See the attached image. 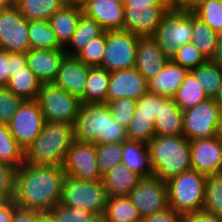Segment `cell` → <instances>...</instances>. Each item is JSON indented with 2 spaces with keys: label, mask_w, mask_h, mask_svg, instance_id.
<instances>
[{
  "label": "cell",
  "mask_w": 222,
  "mask_h": 222,
  "mask_svg": "<svg viewBox=\"0 0 222 222\" xmlns=\"http://www.w3.org/2000/svg\"><path fill=\"white\" fill-rule=\"evenodd\" d=\"M45 120L36 100H23L8 126L16 142L26 147L40 134Z\"/></svg>",
  "instance_id": "12"
},
{
  "label": "cell",
  "mask_w": 222,
  "mask_h": 222,
  "mask_svg": "<svg viewBox=\"0 0 222 222\" xmlns=\"http://www.w3.org/2000/svg\"><path fill=\"white\" fill-rule=\"evenodd\" d=\"M44 213L36 210L16 207L11 222H39Z\"/></svg>",
  "instance_id": "50"
},
{
  "label": "cell",
  "mask_w": 222,
  "mask_h": 222,
  "mask_svg": "<svg viewBox=\"0 0 222 222\" xmlns=\"http://www.w3.org/2000/svg\"><path fill=\"white\" fill-rule=\"evenodd\" d=\"M101 25L92 18L81 15L77 29L64 47L67 56H76L91 40L104 33Z\"/></svg>",
  "instance_id": "27"
},
{
  "label": "cell",
  "mask_w": 222,
  "mask_h": 222,
  "mask_svg": "<svg viewBox=\"0 0 222 222\" xmlns=\"http://www.w3.org/2000/svg\"><path fill=\"white\" fill-rule=\"evenodd\" d=\"M113 1L118 2L120 4H124V2H125V0H113Z\"/></svg>",
  "instance_id": "64"
},
{
  "label": "cell",
  "mask_w": 222,
  "mask_h": 222,
  "mask_svg": "<svg viewBox=\"0 0 222 222\" xmlns=\"http://www.w3.org/2000/svg\"><path fill=\"white\" fill-rule=\"evenodd\" d=\"M212 61L222 70V29L217 32V49Z\"/></svg>",
  "instance_id": "56"
},
{
  "label": "cell",
  "mask_w": 222,
  "mask_h": 222,
  "mask_svg": "<svg viewBox=\"0 0 222 222\" xmlns=\"http://www.w3.org/2000/svg\"><path fill=\"white\" fill-rule=\"evenodd\" d=\"M168 12L167 5H150L144 8H124L123 30L139 37L153 36Z\"/></svg>",
  "instance_id": "17"
},
{
  "label": "cell",
  "mask_w": 222,
  "mask_h": 222,
  "mask_svg": "<svg viewBox=\"0 0 222 222\" xmlns=\"http://www.w3.org/2000/svg\"><path fill=\"white\" fill-rule=\"evenodd\" d=\"M0 163L10 165L16 170L24 163V149L5 124H0Z\"/></svg>",
  "instance_id": "36"
},
{
  "label": "cell",
  "mask_w": 222,
  "mask_h": 222,
  "mask_svg": "<svg viewBox=\"0 0 222 222\" xmlns=\"http://www.w3.org/2000/svg\"><path fill=\"white\" fill-rule=\"evenodd\" d=\"M17 6V0H0V9Z\"/></svg>",
  "instance_id": "57"
},
{
  "label": "cell",
  "mask_w": 222,
  "mask_h": 222,
  "mask_svg": "<svg viewBox=\"0 0 222 222\" xmlns=\"http://www.w3.org/2000/svg\"><path fill=\"white\" fill-rule=\"evenodd\" d=\"M121 163L142 178L154 176L150 163L149 147L143 142L123 141Z\"/></svg>",
  "instance_id": "25"
},
{
  "label": "cell",
  "mask_w": 222,
  "mask_h": 222,
  "mask_svg": "<svg viewBox=\"0 0 222 222\" xmlns=\"http://www.w3.org/2000/svg\"><path fill=\"white\" fill-rule=\"evenodd\" d=\"M215 104L222 110V86L219 88L218 93L213 97Z\"/></svg>",
  "instance_id": "58"
},
{
  "label": "cell",
  "mask_w": 222,
  "mask_h": 222,
  "mask_svg": "<svg viewBox=\"0 0 222 222\" xmlns=\"http://www.w3.org/2000/svg\"><path fill=\"white\" fill-rule=\"evenodd\" d=\"M188 71L207 61L204 55L190 42L181 46L170 59Z\"/></svg>",
  "instance_id": "42"
},
{
  "label": "cell",
  "mask_w": 222,
  "mask_h": 222,
  "mask_svg": "<svg viewBox=\"0 0 222 222\" xmlns=\"http://www.w3.org/2000/svg\"><path fill=\"white\" fill-rule=\"evenodd\" d=\"M41 85L42 82L27 67L23 71L15 73L11 79H8L6 88L23 100H36Z\"/></svg>",
  "instance_id": "30"
},
{
  "label": "cell",
  "mask_w": 222,
  "mask_h": 222,
  "mask_svg": "<svg viewBox=\"0 0 222 222\" xmlns=\"http://www.w3.org/2000/svg\"><path fill=\"white\" fill-rule=\"evenodd\" d=\"M28 35L31 49H64L49 21H28Z\"/></svg>",
  "instance_id": "33"
},
{
  "label": "cell",
  "mask_w": 222,
  "mask_h": 222,
  "mask_svg": "<svg viewBox=\"0 0 222 222\" xmlns=\"http://www.w3.org/2000/svg\"><path fill=\"white\" fill-rule=\"evenodd\" d=\"M147 93V81L135 67L110 72L106 103L122 98L138 100Z\"/></svg>",
  "instance_id": "16"
},
{
  "label": "cell",
  "mask_w": 222,
  "mask_h": 222,
  "mask_svg": "<svg viewBox=\"0 0 222 222\" xmlns=\"http://www.w3.org/2000/svg\"><path fill=\"white\" fill-rule=\"evenodd\" d=\"M207 0H195V9L198 5H200L201 3L205 2Z\"/></svg>",
  "instance_id": "63"
},
{
  "label": "cell",
  "mask_w": 222,
  "mask_h": 222,
  "mask_svg": "<svg viewBox=\"0 0 222 222\" xmlns=\"http://www.w3.org/2000/svg\"><path fill=\"white\" fill-rule=\"evenodd\" d=\"M65 4L64 0H17V7L28 21H48Z\"/></svg>",
  "instance_id": "32"
},
{
  "label": "cell",
  "mask_w": 222,
  "mask_h": 222,
  "mask_svg": "<svg viewBox=\"0 0 222 222\" xmlns=\"http://www.w3.org/2000/svg\"><path fill=\"white\" fill-rule=\"evenodd\" d=\"M141 179L140 175L130 171L120 162L111 171L102 176L101 181L106 190L107 197L111 198L128 196Z\"/></svg>",
  "instance_id": "26"
},
{
  "label": "cell",
  "mask_w": 222,
  "mask_h": 222,
  "mask_svg": "<svg viewBox=\"0 0 222 222\" xmlns=\"http://www.w3.org/2000/svg\"><path fill=\"white\" fill-rule=\"evenodd\" d=\"M23 99L9 91L6 87L0 88V124L8 125L16 113Z\"/></svg>",
  "instance_id": "45"
},
{
  "label": "cell",
  "mask_w": 222,
  "mask_h": 222,
  "mask_svg": "<svg viewBox=\"0 0 222 222\" xmlns=\"http://www.w3.org/2000/svg\"><path fill=\"white\" fill-rule=\"evenodd\" d=\"M96 162L100 176L111 171L122 159V143L95 144Z\"/></svg>",
  "instance_id": "39"
},
{
  "label": "cell",
  "mask_w": 222,
  "mask_h": 222,
  "mask_svg": "<svg viewBox=\"0 0 222 222\" xmlns=\"http://www.w3.org/2000/svg\"><path fill=\"white\" fill-rule=\"evenodd\" d=\"M139 113H147L151 116H157L159 111V95L147 93L136 100V109Z\"/></svg>",
  "instance_id": "47"
},
{
  "label": "cell",
  "mask_w": 222,
  "mask_h": 222,
  "mask_svg": "<svg viewBox=\"0 0 222 222\" xmlns=\"http://www.w3.org/2000/svg\"><path fill=\"white\" fill-rule=\"evenodd\" d=\"M203 211L222 217V172L206 176Z\"/></svg>",
  "instance_id": "38"
},
{
  "label": "cell",
  "mask_w": 222,
  "mask_h": 222,
  "mask_svg": "<svg viewBox=\"0 0 222 222\" xmlns=\"http://www.w3.org/2000/svg\"><path fill=\"white\" fill-rule=\"evenodd\" d=\"M135 222H145L144 219H140L138 221H135Z\"/></svg>",
  "instance_id": "65"
},
{
  "label": "cell",
  "mask_w": 222,
  "mask_h": 222,
  "mask_svg": "<svg viewBox=\"0 0 222 222\" xmlns=\"http://www.w3.org/2000/svg\"><path fill=\"white\" fill-rule=\"evenodd\" d=\"M191 43L207 60H212L214 58L217 49V32L194 13Z\"/></svg>",
  "instance_id": "31"
},
{
  "label": "cell",
  "mask_w": 222,
  "mask_h": 222,
  "mask_svg": "<svg viewBox=\"0 0 222 222\" xmlns=\"http://www.w3.org/2000/svg\"><path fill=\"white\" fill-rule=\"evenodd\" d=\"M74 141L73 125L45 122L40 134L24 149V162L63 167Z\"/></svg>",
  "instance_id": "3"
},
{
  "label": "cell",
  "mask_w": 222,
  "mask_h": 222,
  "mask_svg": "<svg viewBox=\"0 0 222 222\" xmlns=\"http://www.w3.org/2000/svg\"><path fill=\"white\" fill-rule=\"evenodd\" d=\"M110 72L102 67H90L85 92L80 97L82 104L106 103Z\"/></svg>",
  "instance_id": "28"
},
{
  "label": "cell",
  "mask_w": 222,
  "mask_h": 222,
  "mask_svg": "<svg viewBox=\"0 0 222 222\" xmlns=\"http://www.w3.org/2000/svg\"><path fill=\"white\" fill-rule=\"evenodd\" d=\"M189 146L191 169L206 176L222 172V140L218 136L189 140Z\"/></svg>",
  "instance_id": "15"
},
{
  "label": "cell",
  "mask_w": 222,
  "mask_h": 222,
  "mask_svg": "<svg viewBox=\"0 0 222 222\" xmlns=\"http://www.w3.org/2000/svg\"><path fill=\"white\" fill-rule=\"evenodd\" d=\"M0 48L18 53H27L31 49L28 20L17 6L0 9Z\"/></svg>",
  "instance_id": "11"
},
{
  "label": "cell",
  "mask_w": 222,
  "mask_h": 222,
  "mask_svg": "<svg viewBox=\"0 0 222 222\" xmlns=\"http://www.w3.org/2000/svg\"><path fill=\"white\" fill-rule=\"evenodd\" d=\"M138 37L126 30L106 31V46L99 67L109 72L135 67Z\"/></svg>",
  "instance_id": "9"
},
{
  "label": "cell",
  "mask_w": 222,
  "mask_h": 222,
  "mask_svg": "<svg viewBox=\"0 0 222 222\" xmlns=\"http://www.w3.org/2000/svg\"><path fill=\"white\" fill-rule=\"evenodd\" d=\"M66 4L81 5L85 0H64Z\"/></svg>",
  "instance_id": "62"
},
{
  "label": "cell",
  "mask_w": 222,
  "mask_h": 222,
  "mask_svg": "<svg viewBox=\"0 0 222 222\" xmlns=\"http://www.w3.org/2000/svg\"><path fill=\"white\" fill-rule=\"evenodd\" d=\"M16 171L14 167L0 163V200L14 198Z\"/></svg>",
  "instance_id": "46"
},
{
  "label": "cell",
  "mask_w": 222,
  "mask_h": 222,
  "mask_svg": "<svg viewBox=\"0 0 222 222\" xmlns=\"http://www.w3.org/2000/svg\"><path fill=\"white\" fill-rule=\"evenodd\" d=\"M89 69L90 66L85 65L75 56H66L53 83L80 98L85 92Z\"/></svg>",
  "instance_id": "21"
},
{
  "label": "cell",
  "mask_w": 222,
  "mask_h": 222,
  "mask_svg": "<svg viewBox=\"0 0 222 222\" xmlns=\"http://www.w3.org/2000/svg\"><path fill=\"white\" fill-rule=\"evenodd\" d=\"M7 61L9 62V79L14 77L15 73L27 68L26 53L7 52Z\"/></svg>",
  "instance_id": "48"
},
{
  "label": "cell",
  "mask_w": 222,
  "mask_h": 222,
  "mask_svg": "<svg viewBox=\"0 0 222 222\" xmlns=\"http://www.w3.org/2000/svg\"><path fill=\"white\" fill-rule=\"evenodd\" d=\"M183 111L173 98L159 95V111L154 120L155 136L183 135Z\"/></svg>",
  "instance_id": "22"
},
{
  "label": "cell",
  "mask_w": 222,
  "mask_h": 222,
  "mask_svg": "<svg viewBox=\"0 0 222 222\" xmlns=\"http://www.w3.org/2000/svg\"><path fill=\"white\" fill-rule=\"evenodd\" d=\"M66 56L64 49H30L26 53L27 67L42 83H52Z\"/></svg>",
  "instance_id": "20"
},
{
  "label": "cell",
  "mask_w": 222,
  "mask_h": 222,
  "mask_svg": "<svg viewBox=\"0 0 222 222\" xmlns=\"http://www.w3.org/2000/svg\"><path fill=\"white\" fill-rule=\"evenodd\" d=\"M107 104L112 112V117L120 123L122 127L127 128L136 109V100L122 98L110 101Z\"/></svg>",
  "instance_id": "44"
},
{
  "label": "cell",
  "mask_w": 222,
  "mask_h": 222,
  "mask_svg": "<svg viewBox=\"0 0 222 222\" xmlns=\"http://www.w3.org/2000/svg\"><path fill=\"white\" fill-rule=\"evenodd\" d=\"M66 176L80 180H102L96 162L95 143L74 141L63 165Z\"/></svg>",
  "instance_id": "14"
},
{
  "label": "cell",
  "mask_w": 222,
  "mask_h": 222,
  "mask_svg": "<svg viewBox=\"0 0 222 222\" xmlns=\"http://www.w3.org/2000/svg\"><path fill=\"white\" fill-rule=\"evenodd\" d=\"M188 72L183 66L169 60L156 77L147 81L148 93L172 98Z\"/></svg>",
  "instance_id": "23"
},
{
  "label": "cell",
  "mask_w": 222,
  "mask_h": 222,
  "mask_svg": "<svg viewBox=\"0 0 222 222\" xmlns=\"http://www.w3.org/2000/svg\"><path fill=\"white\" fill-rule=\"evenodd\" d=\"M107 193L101 180H80L66 176L60 204L78 208L96 215L105 213Z\"/></svg>",
  "instance_id": "6"
},
{
  "label": "cell",
  "mask_w": 222,
  "mask_h": 222,
  "mask_svg": "<svg viewBox=\"0 0 222 222\" xmlns=\"http://www.w3.org/2000/svg\"><path fill=\"white\" fill-rule=\"evenodd\" d=\"M182 222H222V217L202 210L182 214Z\"/></svg>",
  "instance_id": "51"
},
{
  "label": "cell",
  "mask_w": 222,
  "mask_h": 222,
  "mask_svg": "<svg viewBox=\"0 0 222 222\" xmlns=\"http://www.w3.org/2000/svg\"><path fill=\"white\" fill-rule=\"evenodd\" d=\"M169 60L152 36L138 37L135 69L146 81L156 77Z\"/></svg>",
  "instance_id": "18"
},
{
  "label": "cell",
  "mask_w": 222,
  "mask_h": 222,
  "mask_svg": "<svg viewBox=\"0 0 222 222\" xmlns=\"http://www.w3.org/2000/svg\"><path fill=\"white\" fill-rule=\"evenodd\" d=\"M75 140L95 144L128 140L126 128L113 117L107 103L81 104L74 124Z\"/></svg>",
  "instance_id": "2"
},
{
  "label": "cell",
  "mask_w": 222,
  "mask_h": 222,
  "mask_svg": "<svg viewBox=\"0 0 222 222\" xmlns=\"http://www.w3.org/2000/svg\"><path fill=\"white\" fill-rule=\"evenodd\" d=\"M189 72L198 80L209 98H213L222 86V70L212 60H207Z\"/></svg>",
  "instance_id": "35"
},
{
  "label": "cell",
  "mask_w": 222,
  "mask_h": 222,
  "mask_svg": "<svg viewBox=\"0 0 222 222\" xmlns=\"http://www.w3.org/2000/svg\"><path fill=\"white\" fill-rule=\"evenodd\" d=\"M39 222H55V221L53 220V218L48 213H44L41 216Z\"/></svg>",
  "instance_id": "61"
},
{
  "label": "cell",
  "mask_w": 222,
  "mask_h": 222,
  "mask_svg": "<svg viewBox=\"0 0 222 222\" xmlns=\"http://www.w3.org/2000/svg\"><path fill=\"white\" fill-rule=\"evenodd\" d=\"M104 215L109 222H135L142 219L127 196L108 198Z\"/></svg>",
  "instance_id": "34"
},
{
  "label": "cell",
  "mask_w": 222,
  "mask_h": 222,
  "mask_svg": "<svg viewBox=\"0 0 222 222\" xmlns=\"http://www.w3.org/2000/svg\"><path fill=\"white\" fill-rule=\"evenodd\" d=\"M82 14L81 5L65 4L48 20L58 42L63 47L71 40Z\"/></svg>",
  "instance_id": "24"
},
{
  "label": "cell",
  "mask_w": 222,
  "mask_h": 222,
  "mask_svg": "<svg viewBox=\"0 0 222 222\" xmlns=\"http://www.w3.org/2000/svg\"><path fill=\"white\" fill-rule=\"evenodd\" d=\"M48 214L55 222H90L95 217L89 211L66 207L60 203L55 205Z\"/></svg>",
  "instance_id": "43"
},
{
  "label": "cell",
  "mask_w": 222,
  "mask_h": 222,
  "mask_svg": "<svg viewBox=\"0 0 222 222\" xmlns=\"http://www.w3.org/2000/svg\"><path fill=\"white\" fill-rule=\"evenodd\" d=\"M221 109L213 98L183 110V135L186 139H211L217 136V126Z\"/></svg>",
  "instance_id": "10"
},
{
  "label": "cell",
  "mask_w": 222,
  "mask_h": 222,
  "mask_svg": "<svg viewBox=\"0 0 222 222\" xmlns=\"http://www.w3.org/2000/svg\"><path fill=\"white\" fill-rule=\"evenodd\" d=\"M148 147L154 177L166 182L191 169L189 141L184 135L154 136Z\"/></svg>",
  "instance_id": "4"
},
{
  "label": "cell",
  "mask_w": 222,
  "mask_h": 222,
  "mask_svg": "<svg viewBox=\"0 0 222 222\" xmlns=\"http://www.w3.org/2000/svg\"><path fill=\"white\" fill-rule=\"evenodd\" d=\"M217 136L222 140V110L220 113V118L217 126Z\"/></svg>",
  "instance_id": "59"
},
{
  "label": "cell",
  "mask_w": 222,
  "mask_h": 222,
  "mask_svg": "<svg viewBox=\"0 0 222 222\" xmlns=\"http://www.w3.org/2000/svg\"><path fill=\"white\" fill-rule=\"evenodd\" d=\"M36 101L45 122H59L73 125L81 106L79 97L66 92L52 83H42Z\"/></svg>",
  "instance_id": "7"
},
{
  "label": "cell",
  "mask_w": 222,
  "mask_h": 222,
  "mask_svg": "<svg viewBox=\"0 0 222 222\" xmlns=\"http://www.w3.org/2000/svg\"><path fill=\"white\" fill-rule=\"evenodd\" d=\"M193 13L214 31L222 29V0H207L198 5Z\"/></svg>",
  "instance_id": "40"
},
{
  "label": "cell",
  "mask_w": 222,
  "mask_h": 222,
  "mask_svg": "<svg viewBox=\"0 0 222 222\" xmlns=\"http://www.w3.org/2000/svg\"><path fill=\"white\" fill-rule=\"evenodd\" d=\"M105 46L106 32L91 40L75 57L87 66L99 67L102 63Z\"/></svg>",
  "instance_id": "41"
},
{
  "label": "cell",
  "mask_w": 222,
  "mask_h": 222,
  "mask_svg": "<svg viewBox=\"0 0 222 222\" xmlns=\"http://www.w3.org/2000/svg\"><path fill=\"white\" fill-rule=\"evenodd\" d=\"M124 8H144L150 5H167L166 0H125Z\"/></svg>",
  "instance_id": "55"
},
{
  "label": "cell",
  "mask_w": 222,
  "mask_h": 222,
  "mask_svg": "<svg viewBox=\"0 0 222 222\" xmlns=\"http://www.w3.org/2000/svg\"><path fill=\"white\" fill-rule=\"evenodd\" d=\"M172 98L182 111L209 99L204 88L190 72L185 76L181 86Z\"/></svg>",
  "instance_id": "29"
},
{
  "label": "cell",
  "mask_w": 222,
  "mask_h": 222,
  "mask_svg": "<svg viewBox=\"0 0 222 222\" xmlns=\"http://www.w3.org/2000/svg\"><path fill=\"white\" fill-rule=\"evenodd\" d=\"M65 177L63 167L24 162L16 171V205L48 213L61 201Z\"/></svg>",
  "instance_id": "1"
},
{
  "label": "cell",
  "mask_w": 222,
  "mask_h": 222,
  "mask_svg": "<svg viewBox=\"0 0 222 222\" xmlns=\"http://www.w3.org/2000/svg\"><path fill=\"white\" fill-rule=\"evenodd\" d=\"M81 8L83 14L97 21L105 32L123 30V4L113 0H85Z\"/></svg>",
  "instance_id": "19"
},
{
  "label": "cell",
  "mask_w": 222,
  "mask_h": 222,
  "mask_svg": "<svg viewBox=\"0 0 222 222\" xmlns=\"http://www.w3.org/2000/svg\"><path fill=\"white\" fill-rule=\"evenodd\" d=\"M168 11L193 12L195 0H166Z\"/></svg>",
  "instance_id": "53"
},
{
  "label": "cell",
  "mask_w": 222,
  "mask_h": 222,
  "mask_svg": "<svg viewBox=\"0 0 222 222\" xmlns=\"http://www.w3.org/2000/svg\"><path fill=\"white\" fill-rule=\"evenodd\" d=\"M154 120L155 116L135 110L133 118L126 128L128 140L148 144L155 136Z\"/></svg>",
  "instance_id": "37"
},
{
  "label": "cell",
  "mask_w": 222,
  "mask_h": 222,
  "mask_svg": "<svg viewBox=\"0 0 222 222\" xmlns=\"http://www.w3.org/2000/svg\"><path fill=\"white\" fill-rule=\"evenodd\" d=\"M145 222H182V214L168 207L144 218Z\"/></svg>",
  "instance_id": "49"
},
{
  "label": "cell",
  "mask_w": 222,
  "mask_h": 222,
  "mask_svg": "<svg viewBox=\"0 0 222 222\" xmlns=\"http://www.w3.org/2000/svg\"><path fill=\"white\" fill-rule=\"evenodd\" d=\"M9 79V62L7 61V51L0 48V88L6 87Z\"/></svg>",
  "instance_id": "54"
},
{
  "label": "cell",
  "mask_w": 222,
  "mask_h": 222,
  "mask_svg": "<svg viewBox=\"0 0 222 222\" xmlns=\"http://www.w3.org/2000/svg\"><path fill=\"white\" fill-rule=\"evenodd\" d=\"M127 197L142 219L169 207L166 182L154 176L142 178Z\"/></svg>",
  "instance_id": "13"
},
{
  "label": "cell",
  "mask_w": 222,
  "mask_h": 222,
  "mask_svg": "<svg viewBox=\"0 0 222 222\" xmlns=\"http://www.w3.org/2000/svg\"><path fill=\"white\" fill-rule=\"evenodd\" d=\"M206 175L190 169L166 181L168 205L180 214L203 210Z\"/></svg>",
  "instance_id": "5"
},
{
  "label": "cell",
  "mask_w": 222,
  "mask_h": 222,
  "mask_svg": "<svg viewBox=\"0 0 222 222\" xmlns=\"http://www.w3.org/2000/svg\"><path fill=\"white\" fill-rule=\"evenodd\" d=\"M192 31L193 12L168 11L152 37L171 59L181 46L191 42Z\"/></svg>",
  "instance_id": "8"
},
{
  "label": "cell",
  "mask_w": 222,
  "mask_h": 222,
  "mask_svg": "<svg viewBox=\"0 0 222 222\" xmlns=\"http://www.w3.org/2000/svg\"><path fill=\"white\" fill-rule=\"evenodd\" d=\"M90 222H109V220L104 214H102L96 215Z\"/></svg>",
  "instance_id": "60"
},
{
  "label": "cell",
  "mask_w": 222,
  "mask_h": 222,
  "mask_svg": "<svg viewBox=\"0 0 222 222\" xmlns=\"http://www.w3.org/2000/svg\"><path fill=\"white\" fill-rule=\"evenodd\" d=\"M16 207L14 198L0 200V222H11Z\"/></svg>",
  "instance_id": "52"
}]
</instances>
